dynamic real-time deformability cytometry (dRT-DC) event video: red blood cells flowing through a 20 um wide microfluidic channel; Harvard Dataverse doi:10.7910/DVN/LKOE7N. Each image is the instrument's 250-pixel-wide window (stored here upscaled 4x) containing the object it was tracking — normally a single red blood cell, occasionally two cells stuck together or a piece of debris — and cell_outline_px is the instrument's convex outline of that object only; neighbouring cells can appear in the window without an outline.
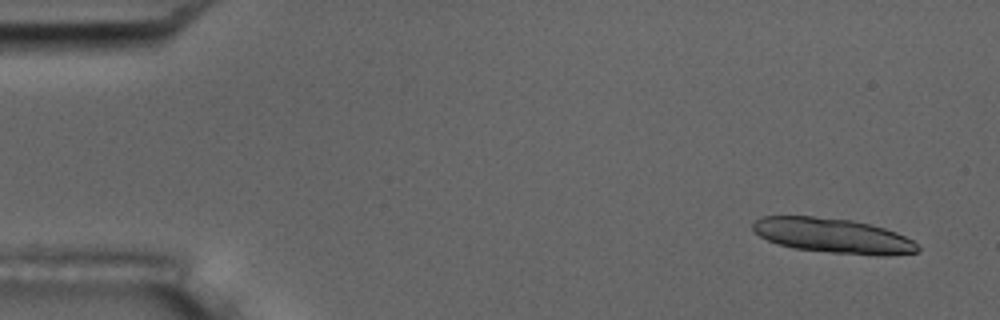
{"species": "common noctule bat (a hibernating species)", "species_latin": "Nyctalus noctula", "temperature_condition": "room temperature", "stored_images_in_passage": 16, "camera_frame_rate_fps": 3000, "um_per_image_px": 0.085, "animal": {"sex": "male", "body_mass_g": 17.5, "forearm_length_mm": 52.3}, "frame": {"image": 1, "passage_image": 3, "time_ms": 0.667, "image_size_px": [1000, 320], "cell_outline_px": [[920, 252], [888, 256], [876, 256], [832, 252], [796, 248], [776, 244], [760, 236], [752, 228], [752, 224], [760, 216], [812, 216], [852, 220], [884, 228], [896, 232], [912, 240], [920, 248]], "centroid_in_image_um": [70.82, 20.04], "position_along_channel_um": 14.2, "area_um2": 33.41}}